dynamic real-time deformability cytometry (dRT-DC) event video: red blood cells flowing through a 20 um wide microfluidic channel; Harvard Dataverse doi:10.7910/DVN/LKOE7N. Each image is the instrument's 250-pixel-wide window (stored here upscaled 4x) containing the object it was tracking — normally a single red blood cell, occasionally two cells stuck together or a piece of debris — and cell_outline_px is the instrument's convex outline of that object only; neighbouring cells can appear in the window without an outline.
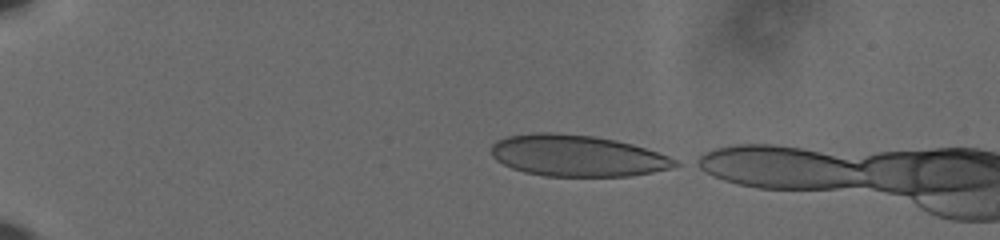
{"species": "human", "species_latin": "Homo sapiens", "temperature_condition": "cold", "stored_images_in_passage": 7, "camera_frame_rate_fps": 3000, "um_per_image_px": 0.085, "donor": {"sex": "male"}, "frame": {"image": 1, "passage_image": 1, "time_ms": 0.0, "image_size_px": [1000, 240], "cell_outline_px": [[680, 164], [672, 168], [652, 172], [628, 176], [544, 176], [524, 172], [512, 168], [496, 160], [492, 156], [492, 144], [496, 140], [508, 136], [536, 132], [552, 132], [592, 136], [616, 140], [632, 144], [668, 156], [676, 160]], "centroid_in_image_um": [49.03, 13.23], "position_along_channel_um": 36.0, "area_um2": 44.22}}